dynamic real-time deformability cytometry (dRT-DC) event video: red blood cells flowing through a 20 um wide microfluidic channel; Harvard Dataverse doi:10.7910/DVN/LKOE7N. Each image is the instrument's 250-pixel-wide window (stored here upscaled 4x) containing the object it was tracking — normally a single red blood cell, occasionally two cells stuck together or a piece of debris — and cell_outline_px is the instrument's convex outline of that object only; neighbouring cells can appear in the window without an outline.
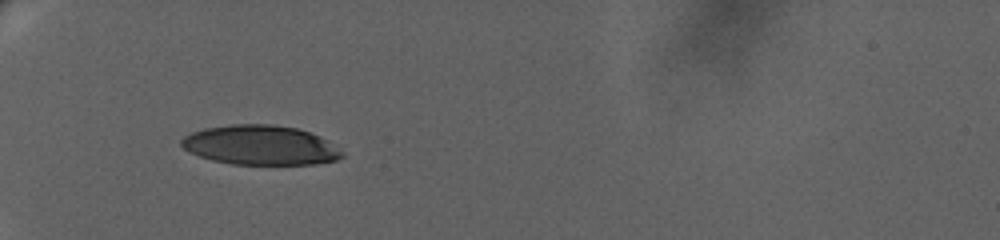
{"species": "human", "species_latin": "Homo sapiens", "temperature_condition": "warm", "stored_images_in_passage": 50, "camera_frame_rate_fps": 3000, "um_per_image_px": 0.085, "donor": {"sex": "female"}, "frame": {"image": 1, "passage_image": 1, "time_ms": 0.0, "image_size_px": [1000, 240], "cell_outline_px": [[344, 156], [336, 160], [316, 164], [232, 164], [212, 160], [200, 156], [184, 148], [180, 144], [180, 140], [184, 136], [192, 132], [204, 128], [232, 124], [272, 124], [296, 128], [320, 136], [344, 152]], "centroid_in_image_um": [22.13, 12.33], "position_along_channel_um": 62.9, "area_um2": 36.93}}
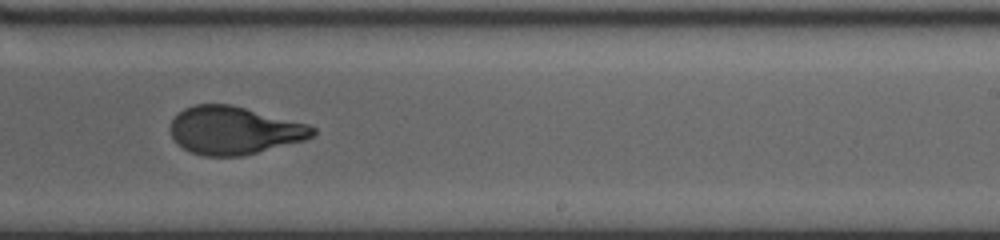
{"frame": {"image": 2, "passage_image": 25, "time_ms": 6.667, "image_size_px": [1000, 240], "cell_outline_px": [[316, 132], [312, 136], [304, 140], [240, 156], [204, 156], [192, 152], [176, 144], [172, 136], [172, 120], [184, 108], [196, 104], [232, 104], [308, 124], [316, 128]], "centroid_in_image_um": [19.9, 11.07], "position_along_channel_um": 269.1, "area_um2": 39.36}}
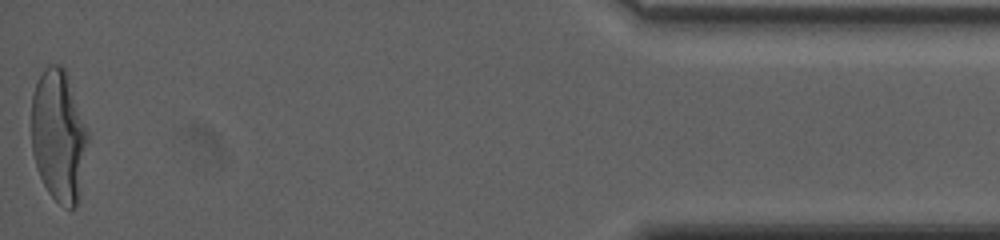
{"frame": {"image": 3, "passage_image": 50, "time_ms": 13.333, "image_size_px": [1000, 240], "cell_outline_px": [[88, 140], [76, 204], [72, 208], [68, 208], [60, 204], [48, 192], [40, 176], [32, 152], [32, 96], [36, 84], [44, 68], [48, 64], [60, 64], [64, 68], [88, 128]], "centroid_in_image_um": [4.97, 11.49], "position_along_channel_um": 430.2, "area_um2": 42.71}, "authors_computed_cell_mechanics": {"area_um2": 40.3444, "velocity_mm_per_s": 3.3917, "shape_relaxation_time_tau1_ms": 5.9269, "shape_relaxation_time_tau2_ms": 0.7691, "deformation_change_tau1": 0.2423, "deformation_change_tau2": 0.0659}}